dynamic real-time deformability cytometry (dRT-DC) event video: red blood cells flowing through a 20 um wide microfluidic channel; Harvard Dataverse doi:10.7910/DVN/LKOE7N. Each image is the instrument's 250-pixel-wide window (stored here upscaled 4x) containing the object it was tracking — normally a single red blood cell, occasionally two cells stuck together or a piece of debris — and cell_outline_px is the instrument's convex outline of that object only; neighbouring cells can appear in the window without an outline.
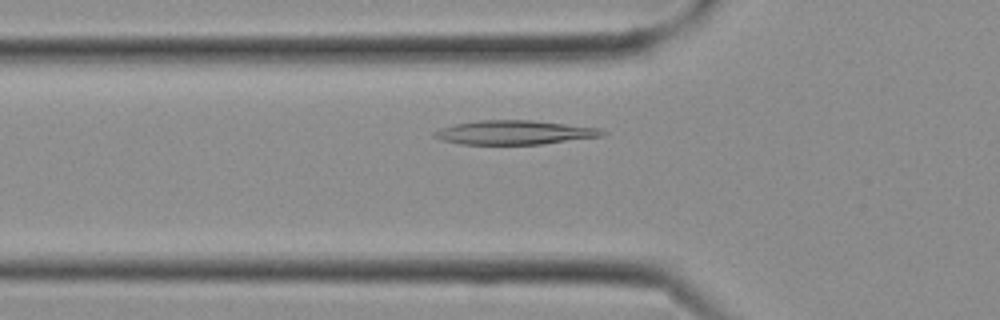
{"species": "Egyptian fruit bat (a non-hibernating species)", "species_latin": "Rousettus aegyptiacus", "temperature_condition": "cold", "stored_images_in_passage": 10, "camera_frame_rate_fps": 3000, "um_per_image_px": 0.085, "frame": {"image": 1, "passage_image": 6, "time_ms": 1.667, "image_size_px": [1000, 320], "cell_outline_px": [[608, 132], [604, 136], [540, 144], [460, 144], [444, 140], [432, 136], [432, 132], [440, 128], [456, 124], [480, 120], [532, 120], [600, 128]], "centroid_in_image_um": [43.75, 11.26], "position_along_channel_um": 82.0, "area_um2": 23.47}}
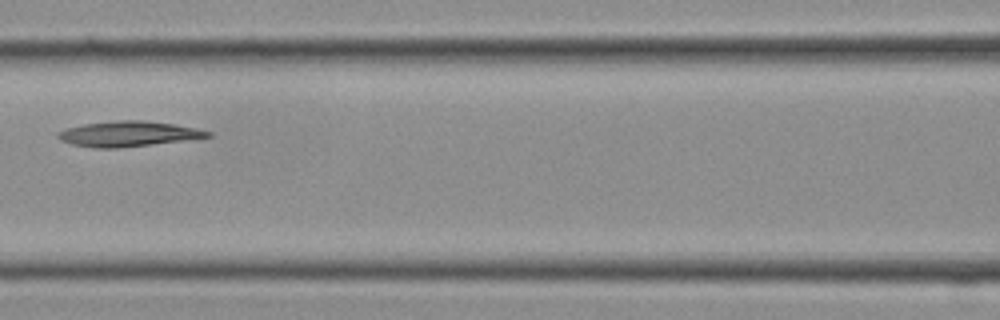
{"frame": {"image": 2, "passage_image": 9, "time_ms": 2.667, "image_size_px": [1000, 320], "cell_outline_px": [[212, 136], [152, 144], [116, 148], [92, 148], [72, 144], [60, 140], [56, 136], [56, 132], [68, 128], [84, 124], [116, 120], [144, 120], [176, 124], [196, 128], [212, 132]], "centroid_in_image_um": [10.87, 11.37], "position_along_channel_um": 155.7, "area_um2": 21.96}}